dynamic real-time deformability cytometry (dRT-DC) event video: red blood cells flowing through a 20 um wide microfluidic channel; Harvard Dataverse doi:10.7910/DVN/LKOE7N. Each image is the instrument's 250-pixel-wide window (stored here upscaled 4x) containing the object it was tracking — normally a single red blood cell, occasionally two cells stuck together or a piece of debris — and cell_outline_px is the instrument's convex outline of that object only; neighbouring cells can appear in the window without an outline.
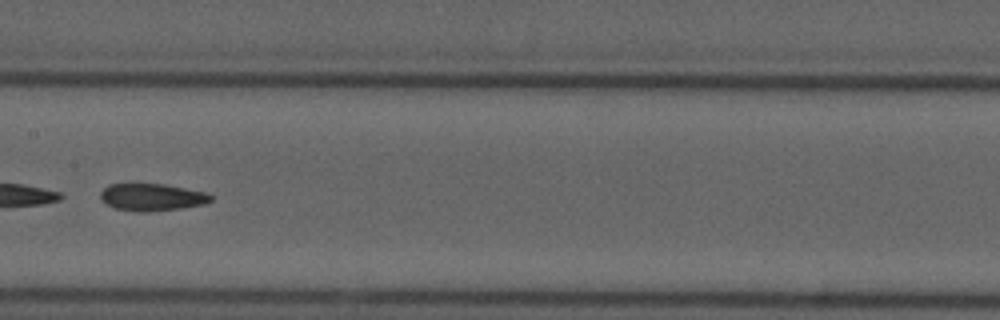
{"species": "common noctule bat (a hibernating species)", "species_latin": "Nyctalus noctula", "temperature_condition": "cold", "stored_images_in_passage": 10, "camera_frame_rate_fps": 3000, "um_per_image_px": 0.085, "animal": {"sex": "male", "forearm_length_mm": 52.5}, "frame": {"image": 1, "passage_image": 7, "time_ms": 7.0, "image_size_px": [1000, 320], "cell_outline_px": [[212, 200], [204, 204], [180, 208], [148, 212], [136, 212], [112, 208], [104, 204], [100, 200], [100, 192], [108, 184], [164, 184], [204, 192], [212, 196]], "centroid_in_image_um": [12.83, 16.77], "position_along_channel_um": 194.6, "area_um2": 17.63}}
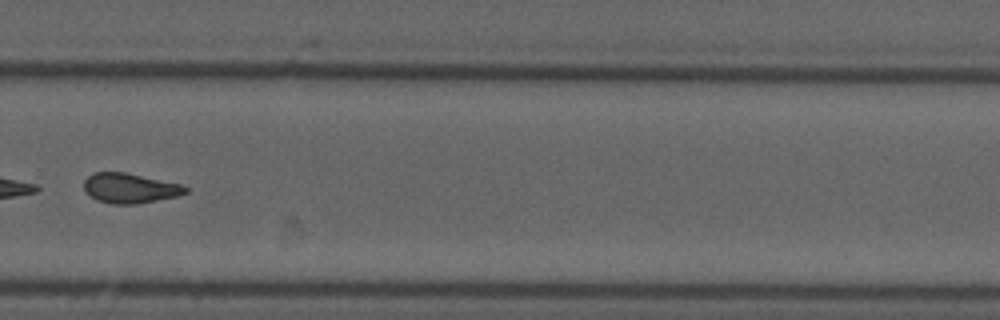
{"frame": {"image": 2, "passage_image": 10, "time_ms": 10.333, "image_size_px": [1000, 320], "cell_outline_px": [[188, 192], [176, 196], [136, 204], [112, 204], [96, 200], [84, 188], [84, 180], [92, 172], [124, 172], [180, 184], [188, 188]], "centroid_in_image_um": [11.02, 15.99], "position_along_channel_um": 318.8, "area_um2": 17.46}}